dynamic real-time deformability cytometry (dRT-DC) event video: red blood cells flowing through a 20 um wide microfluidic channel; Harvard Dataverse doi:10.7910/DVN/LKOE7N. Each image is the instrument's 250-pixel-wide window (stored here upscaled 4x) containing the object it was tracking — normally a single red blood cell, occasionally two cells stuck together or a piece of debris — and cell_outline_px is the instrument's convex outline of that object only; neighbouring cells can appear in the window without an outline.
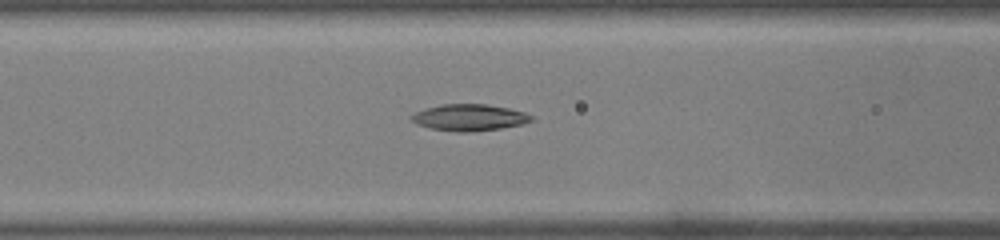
{"species": "common noctule bat (a hibernating species)", "species_latin": "Nyctalus noctula", "temperature_condition": "warm", "stored_images_in_passage": 26, "camera_frame_rate_fps": 3000, "um_per_image_px": 0.085, "animal": {"sex": "male", "body_mass_g": 19.0, "forearm_length_mm": 50.8}, "frame": {"image": 1, "passage_image": 7, "time_ms": 2.0, "image_size_px": [1000, 240], "cell_outline_px": [[536, 120], [520, 124], [500, 128], [468, 132], [456, 132], [432, 128], [416, 124], [408, 116], [424, 108], [440, 104], [488, 104], [508, 108], [524, 112], [532, 116]], "centroid_in_image_um": [39.87, 9.98], "position_along_channel_um": 126.7, "area_um2": 18.55}}
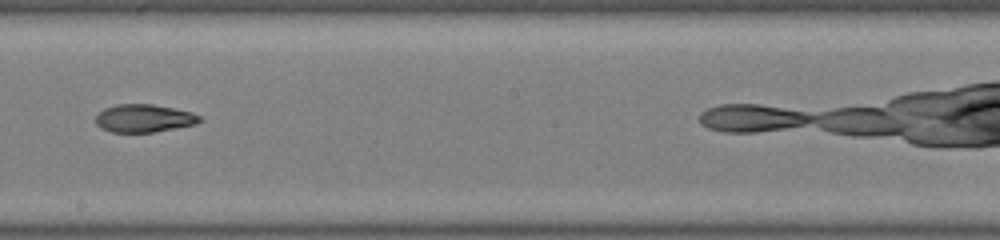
{"frame": {"image": 2, "passage_image": 15, "time_ms": 4.667, "image_size_px": [1000, 240], "cell_outline_px": [[200, 120], [196, 124], [152, 132], [112, 132], [100, 128], [96, 124], [96, 116], [104, 108], [116, 104], [152, 104], [192, 112], [200, 116]], "centroid_in_image_um": [12.2, 10.05], "position_along_channel_um": 236.0, "area_um2": 16.76}}
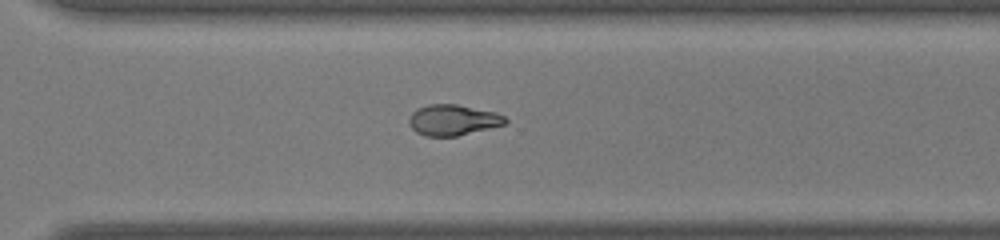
{"frame": {"image": 3, "passage_image": 22, "time_ms": 7.0, "image_size_px": [1000, 240], "cell_outline_px": [[508, 120], [504, 124], [456, 136], [424, 136], [416, 132], [408, 124], [408, 120], [412, 112], [416, 108], [428, 104], [456, 104], [496, 112], [504, 116]], "centroid_in_image_um": [38.45, 10.19], "position_along_channel_um": 332.1, "area_um2": 17.22}}